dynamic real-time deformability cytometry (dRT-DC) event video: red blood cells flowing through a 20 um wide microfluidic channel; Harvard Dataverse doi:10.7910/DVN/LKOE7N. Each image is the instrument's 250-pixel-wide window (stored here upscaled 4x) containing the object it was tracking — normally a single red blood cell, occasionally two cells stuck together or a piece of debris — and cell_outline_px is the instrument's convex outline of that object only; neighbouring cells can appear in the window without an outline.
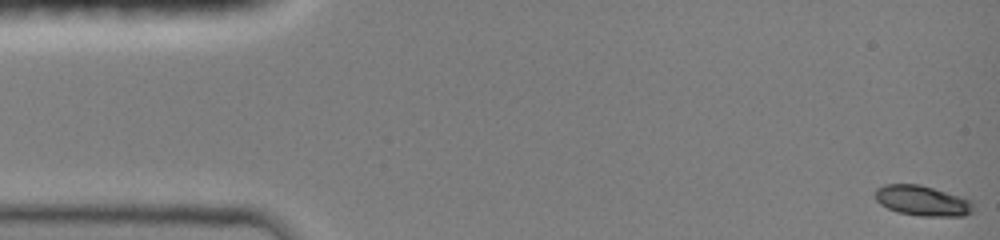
{"species": "common noctule bat (a hibernating species)", "species_latin": "Nyctalus noctula", "temperature_condition": "room temperature", "stored_images_in_passage": 17, "camera_frame_rate_fps": 3000, "um_per_image_px": 0.085, "animal": {"sex": "female", "body_mass_g": 19.0, "forearm_length_mm": 51.5}, "frame": {"image": 1, "passage_image": 1, "time_ms": 0.0, "image_size_px": [1000, 240], "cell_outline_px": [[972, 212], [964, 216], [920, 216], [896, 212], [880, 204], [876, 200], [876, 188], [884, 184], [920, 184], [968, 200], [972, 204]], "centroid_in_image_um": [78.33, 17.07], "position_along_channel_um": 6.7, "area_um2": 16.99}}
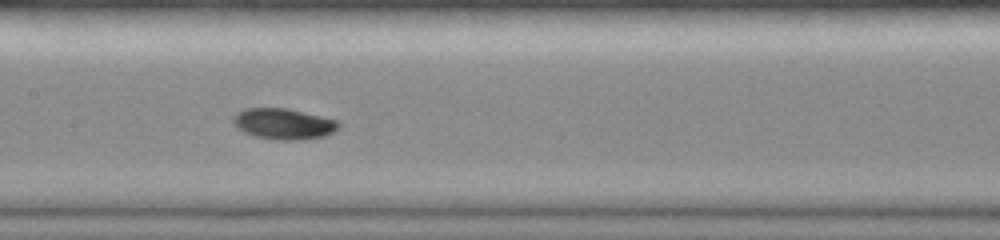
{"frame": {"image": 2, "passage_image": 10, "time_ms": 7.333, "image_size_px": [1000, 240], "cell_outline_px": [[340, 128], [324, 136], [304, 140], [276, 140], [256, 136], [244, 132], [232, 120], [232, 116], [236, 112], [244, 108], [284, 108], [336, 120], [340, 124]], "centroid_in_image_um": [24.09, 10.53], "position_along_channel_um": 183.3, "area_um2": 18.79}}
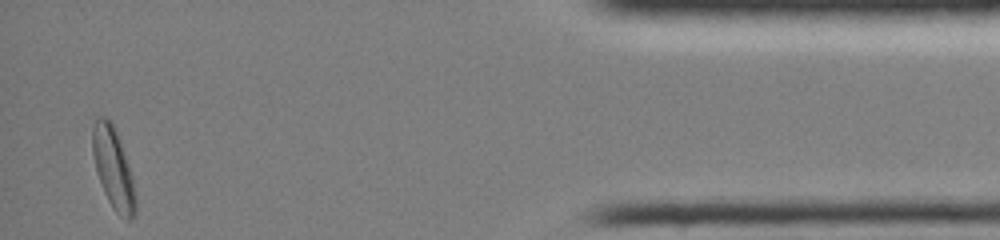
{"frame": {"image": 3, "passage_image": 17, "time_ms": 14.667, "image_size_px": [1000, 240], "cell_outline_px": [[136, 212], [128, 220], [120, 216], [112, 208], [104, 192], [96, 172], [92, 152], [92, 124], [100, 116], [104, 116], [112, 120], [120, 140], [128, 164], [136, 196]], "centroid_in_image_um": [9.61, 14.27], "position_along_channel_um": 425.6, "area_um2": 20.29}, "authors_computed_cell_mechanics": {"area_um2": 17.3978, "velocity_mm_per_s": 4.1177, "shape_relaxation_time_tau1_ms": 1.9481, "shape_relaxation_time_tau2_ms": null, "deformation_change_tau1": 0.1182, "deformation_change_tau2": null}}